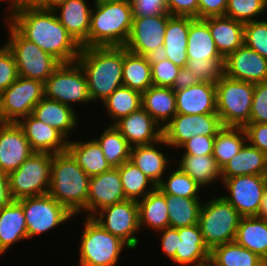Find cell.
I'll return each mask as SVG.
<instances>
[{
	"instance_id": "6da1fadb",
	"label": "cell",
	"mask_w": 267,
	"mask_h": 266,
	"mask_svg": "<svg viewBox=\"0 0 267 266\" xmlns=\"http://www.w3.org/2000/svg\"><path fill=\"white\" fill-rule=\"evenodd\" d=\"M7 18L24 38L61 64L76 62L82 47L67 32L52 9L24 5L8 14Z\"/></svg>"
},
{
	"instance_id": "7a4b0ae2",
	"label": "cell",
	"mask_w": 267,
	"mask_h": 266,
	"mask_svg": "<svg viewBox=\"0 0 267 266\" xmlns=\"http://www.w3.org/2000/svg\"><path fill=\"white\" fill-rule=\"evenodd\" d=\"M87 79L92 102L123 86V47H84L76 59Z\"/></svg>"
},
{
	"instance_id": "3957f363",
	"label": "cell",
	"mask_w": 267,
	"mask_h": 266,
	"mask_svg": "<svg viewBox=\"0 0 267 266\" xmlns=\"http://www.w3.org/2000/svg\"><path fill=\"white\" fill-rule=\"evenodd\" d=\"M90 177L68 152L52 154L51 183L48 194L74 216L87 214Z\"/></svg>"
},
{
	"instance_id": "277c9868",
	"label": "cell",
	"mask_w": 267,
	"mask_h": 266,
	"mask_svg": "<svg viewBox=\"0 0 267 266\" xmlns=\"http://www.w3.org/2000/svg\"><path fill=\"white\" fill-rule=\"evenodd\" d=\"M132 22V5L127 0L94 4L88 47H123L128 40Z\"/></svg>"
},
{
	"instance_id": "5b68a950",
	"label": "cell",
	"mask_w": 267,
	"mask_h": 266,
	"mask_svg": "<svg viewBox=\"0 0 267 266\" xmlns=\"http://www.w3.org/2000/svg\"><path fill=\"white\" fill-rule=\"evenodd\" d=\"M80 237L79 266H115L120 254L130 247L120 238L106 231L92 217L84 218Z\"/></svg>"
},
{
	"instance_id": "8992f818",
	"label": "cell",
	"mask_w": 267,
	"mask_h": 266,
	"mask_svg": "<svg viewBox=\"0 0 267 266\" xmlns=\"http://www.w3.org/2000/svg\"><path fill=\"white\" fill-rule=\"evenodd\" d=\"M240 219L238 211L222 196L203 202L198 225L208 249L235 241Z\"/></svg>"
},
{
	"instance_id": "52a82bcc",
	"label": "cell",
	"mask_w": 267,
	"mask_h": 266,
	"mask_svg": "<svg viewBox=\"0 0 267 266\" xmlns=\"http://www.w3.org/2000/svg\"><path fill=\"white\" fill-rule=\"evenodd\" d=\"M255 83L225 74L216 83V111L222 126L244 127L249 123Z\"/></svg>"
},
{
	"instance_id": "ba28073f",
	"label": "cell",
	"mask_w": 267,
	"mask_h": 266,
	"mask_svg": "<svg viewBox=\"0 0 267 266\" xmlns=\"http://www.w3.org/2000/svg\"><path fill=\"white\" fill-rule=\"evenodd\" d=\"M5 21L9 36L4 44L14 56L18 76L44 83L61 63L34 42L24 38L6 19Z\"/></svg>"
},
{
	"instance_id": "9c48e42d",
	"label": "cell",
	"mask_w": 267,
	"mask_h": 266,
	"mask_svg": "<svg viewBox=\"0 0 267 266\" xmlns=\"http://www.w3.org/2000/svg\"><path fill=\"white\" fill-rule=\"evenodd\" d=\"M52 154L34 152L18 169L8 174L12 200L40 196L49 192Z\"/></svg>"
},
{
	"instance_id": "30bf717a",
	"label": "cell",
	"mask_w": 267,
	"mask_h": 266,
	"mask_svg": "<svg viewBox=\"0 0 267 266\" xmlns=\"http://www.w3.org/2000/svg\"><path fill=\"white\" fill-rule=\"evenodd\" d=\"M43 89L44 97L71 108L78 104L92 103L86 76L77 62L61 64L43 83Z\"/></svg>"
},
{
	"instance_id": "8fae6325",
	"label": "cell",
	"mask_w": 267,
	"mask_h": 266,
	"mask_svg": "<svg viewBox=\"0 0 267 266\" xmlns=\"http://www.w3.org/2000/svg\"><path fill=\"white\" fill-rule=\"evenodd\" d=\"M22 204L27 226L28 239L51 231L74 215L58 203L48 193L40 196L26 197L18 200Z\"/></svg>"
},
{
	"instance_id": "7c38bea8",
	"label": "cell",
	"mask_w": 267,
	"mask_h": 266,
	"mask_svg": "<svg viewBox=\"0 0 267 266\" xmlns=\"http://www.w3.org/2000/svg\"><path fill=\"white\" fill-rule=\"evenodd\" d=\"M106 231L124 241L131 250L139 245L138 202L125 200L105 207L92 217ZM135 234V235H134Z\"/></svg>"
},
{
	"instance_id": "4fadbf2b",
	"label": "cell",
	"mask_w": 267,
	"mask_h": 266,
	"mask_svg": "<svg viewBox=\"0 0 267 266\" xmlns=\"http://www.w3.org/2000/svg\"><path fill=\"white\" fill-rule=\"evenodd\" d=\"M170 14L133 17L131 31L124 47L145 57L161 54L166 25Z\"/></svg>"
},
{
	"instance_id": "5bb4252c",
	"label": "cell",
	"mask_w": 267,
	"mask_h": 266,
	"mask_svg": "<svg viewBox=\"0 0 267 266\" xmlns=\"http://www.w3.org/2000/svg\"><path fill=\"white\" fill-rule=\"evenodd\" d=\"M0 96L5 121L17 123L21 118L30 115L44 97L43 83L18 76Z\"/></svg>"
},
{
	"instance_id": "9a60e30c",
	"label": "cell",
	"mask_w": 267,
	"mask_h": 266,
	"mask_svg": "<svg viewBox=\"0 0 267 266\" xmlns=\"http://www.w3.org/2000/svg\"><path fill=\"white\" fill-rule=\"evenodd\" d=\"M222 127L217 113L198 115L177 113L163 128V138L169 148L180 149L193 136H216Z\"/></svg>"
},
{
	"instance_id": "2e32d148",
	"label": "cell",
	"mask_w": 267,
	"mask_h": 266,
	"mask_svg": "<svg viewBox=\"0 0 267 266\" xmlns=\"http://www.w3.org/2000/svg\"><path fill=\"white\" fill-rule=\"evenodd\" d=\"M219 184L227 189V195L222 197L238 211L241 217L257 216L266 188L262 175L234 176Z\"/></svg>"
},
{
	"instance_id": "e0dca14e",
	"label": "cell",
	"mask_w": 267,
	"mask_h": 266,
	"mask_svg": "<svg viewBox=\"0 0 267 266\" xmlns=\"http://www.w3.org/2000/svg\"><path fill=\"white\" fill-rule=\"evenodd\" d=\"M127 200L121 183L118 168L90 177L87 199V215L93 217L98 211Z\"/></svg>"
},
{
	"instance_id": "ac0fdd59",
	"label": "cell",
	"mask_w": 267,
	"mask_h": 266,
	"mask_svg": "<svg viewBox=\"0 0 267 266\" xmlns=\"http://www.w3.org/2000/svg\"><path fill=\"white\" fill-rule=\"evenodd\" d=\"M224 74L245 82H266L267 59L243 44L224 59Z\"/></svg>"
},
{
	"instance_id": "d6986e66",
	"label": "cell",
	"mask_w": 267,
	"mask_h": 266,
	"mask_svg": "<svg viewBox=\"0 0 267 266\" xmlns=\"http://www.w3.org/2000/svg\"><path fill=\"white\" fill-rule=\"evenodd\" d=\"M34 152L18 123L0 125V171L9 174L18 169Z\"/></svg>"
},
{
	"instance_id": "ffe728a7",
	"label": "cell",
	"mask_w": 267,
	"mask_h": 266,
	"mask_svg": "<svg viewBox=\"0 0 267 266\" xmlns=\"http://www.w3.org/2000/svg\"><path fill=\"white\" fill-rule=\"evenodd\" d=\"M113 125L132 147L156 143L163 138L162 127L142 107Z\"/></svg>"
},
{
	"instance_id": "44dd1931",
	"label": "cell",
	"mask_w": 267,
	"mask_h": 266,
	"mask_svg": "<svg viewBox=\"0 0 267 266\" xmlns=\"http://www.w3.org/2000/svg\"><path fill=\"white\" fill-rule=\"evenodd\" d=\"M86 0H64L52 10L67 32L82 47H88L91 11Z\"/></svg>"
},
{
	"instance_id": "7402d4cb",
	"label": "cell",
	"mask_w": 267,
	"mask_h": 266,
	"mask_svg": "<svg viewBox=\"0 0 267 266\" xmlns=\"http://www.w3.org/2000/svg\"><path fill=\"white\" fill-rule=\"evenodd\" d=\"M17 123L35 152L56 154L67 151L68 140L55 128L36 119L32 114L21 118Z\"/></svg>"
},
{
	"instance_id": "603a6c76",
	"label": "cell",
	"mask_w": 267,
	"mask_h": 266,
	"mask_svg": "<svg viewBox=\"0 0 267 266\" xmlns=\"http://www.w3.org/2000/svg\"><path fill=\"white\" fill-rule=\"evenodd\" d=\"M176 110L181 114H213L216 111V84L199 82L175 91Z\"/></svg>"
},
{
	"instance_id": "cb8c5ba5",
	"label": "cell",
	"mask_w": 267,
	"mask_h": 266,
	"mask_svg": "<svg viewBox=\"0 0 267 266\" xmlns=\"http://www.w3.org/2000/svg\"><path fill=\"white\" fill-rule=\"evenodd\" d=\"M176 229L180 240L172 261L179 266H209L210 250L203 241L199 225Z\"/></svg>"
},
{
	"instance_id": "d4e9b609",
	"label": "cell",
	"mask_w": 267,
	"mask_h": 266,
	"mask_svg": "<svg viewBox=\"0 0 267 266\" xmlns=\"http://www.w3.org/2000/svg\"><path fill=\"white\" fill-rule=\"evenodd\" d=\"M169 147L165 139L162 138L156 143L149 145H137L131 148L130 161L133 162L148 178L156 185L170 169V160L165 156V151H161L159 146Z\"/></svg>"
},
{
	"instance_id": "484cf974",
	"label": "cell",
	"mask_w": 267,
	"mask_h": 266,
	"mask_svg": "<svg viewBox=\"0 0 267 266\" xmlns=\"http://www.w3.org/2000/svg\"><path fill=\"white\" fill-rule=\"evenodd\" d=\"M36 119L59 131L67 140L78 123L77 111L56 100L43 97L31 113ZM77 115V116H76ZM78 122V123H77Z\"/></svg>"
},
{
	"instance_id": "4316f807",
	"label": "cell",
	"mask_w": 267,
	"mask_h": 266,
	"mask_svg": "<svg viewBox=\"0 0 267 266\" xmlns=\"http://www.w3.org/2000/svg\"><path fill=\"white\" fill-rule=\"evenodd\" d=\"M209 26L216 49L225 59L244 44V24L227 16L203 19Z\"/></svg>"
},
{
	"instance_id": "83f0119b",
	"label": "cell",
	"mask_w": 267,
	"mask_h": 266,
	"mask_svg": "<svg viewBox=\"0 0 267 266\" xmlns=\"http://www.w3.org/2000/svg\"><path fill=\"white\" fill-rule=\"evenodd\" d=\"M24 239L28 236L22 204L12 200L0 209V255Z\"/></svg>"
},
{
	"instance_id": "f1b7e54d",
	"label": "cell",
	"mask_w": 267,
	"mask_h": 266,
	"mask_svg": "<svg viewBox=\"0 0 267 266\" xmlns=\"http://www.w3.org/2000/svg\"><path fill=\"white\" fill-rule=\"evenodd\" d=\"M189 33V17L171 16L166 25L161 56L182 68L188 61L186 47Z\"/></svg>"
},
{
	"instance_id": "f546056e",
	"label": "cell",
	"mask_w": 267,
	"mask_h": 266,
	"mask_svg": "<svg viewBox=\"0 0 267 266\" xmlns=\"http://www.w3.org/2000/svg\"><path fill=\"white\" fill-rule=\"evenodd\" d=\"M141 104L162 129L177 114L176 95L171 87L152 85L142 92Z\"/></svg>"
},
{
	"instance_id": "4dcf8cb0",
	"label": "cell",
	"mask_w": 267,
	"mask_h": 266,
	"mask_svg": "<svg viewBox=\"0 0 267 266\" xmlns=\"http://www.w3.org/2000/svg\"><path fill=\"white\" fill-rule=\"evenodd\" d=\"M267 156L246 142L241 150L221 168V182L239 175H262Z\"/></svg>"
},
{
	"instance_id": "1f68e13d",
	"label": "cell",
	"mask_w": 267,
	"mask_h": 266,
	"mask_svg": "<svg viewBox=\"0 0 267 266\" xmlns=\"http://www.w3.org/2000/svg\"><path fill=\"white\" fill-rule=\"evenodd\" d=\"M67 151L89 177H94L112 168L95 138H91L89 141L68 140Z\"/></svg>"
},
{
	"instance_id": "d6a6232c",
	"label": "cell",
	"mask_w": 267,
	"mask_h": 266,
	"mask_svg": "<svg viewBox=\"0 0 267 266\" xmlns=\"http://www.w3.org/2000/svg\"><path fill=\"white\" fill-rule=\"evenodd\" d=\"M181 156L179 160L174 158L172 163L177 162L176 167L178 166L202 188H207L209 185L212 187L214 182L221 181V168L213 155Z\"/></svg>"
},
{
	"instance_id": "836d02e7",
	"label": "cell",
	"mask_w": 267,
	"mask_h": 266,
	"mask_svg": "<svg viewBox=\"0 0 267 266\" xmlns=\"http://www.w3.org/2000/svg\"><path fill=\"white\" fill-rule=\"evenodd\" d=\"M186 52L188 59H224L216 49L209 26L203 19L189 17Z\"/></svg>"
},
{
	"instance_id": "e575fe53",
	"label": "cell",
	"mask_w": 267,
	"mask_h": 266,
	"mask_svg": "<svg viewBox=\"0 0 267 266\" xmlns=\"http://www.w3.org/2000/svg\"><path fill=\"white\" fill-rule=\"evenodd\" d=\"M165 194L158 188L138 201L139 227L159 232L169 227V212Z\"/></svg>"
},
{
	"instance_id": "d590c367",
	"label": "cell",
	"mask_w": 267,
	"mask_h": 266,
	"mask_svg": "<svg viewBox=\"0 0 267 266\" xmlns=\"http://www.w3.org/2000/svg\"><path fill=\"white\" fill-rule=\"evenodd\" d=\"M235 241L267 263V221L257 216L241 217Z\"/></svg>"
},
{
	"instance_id": "8d00e7d4",
	"label": "cell",
	"mask_w": 267,
	"mask_h": 266,
	"mask_svg": "<svg viewBox=\"0 0 267 266\" xmlns=\"http://www.w3.org/2000/svg\"><path fill=\"white\" fill-rule=\"evenodd\" d=\"M122 78L123 86L141 93L146 91L153 85L150 58L130 52L123 46Z\"/></svg>"
},
{
	"instance_id": "74e56055",
	"label": "cell",
	"mask_w": 267,
	"mask_h": 266,
	"mask_svg": "<svg viewBox=\"0 0 267 266\" xmlns=\"http://www.w3.org/2000/svg\"><path fill=\"white\" fill-rule=\"evenodd\" d=\"M266 262L236 241L214 247L209 266H264Z\"/></svg>"
},
{
	"instance_id": "f35d334b",
	"label": "cell",
	"mask_w": 267,
	"mask_h": 266,
	"mask_svg": "<svg viewBox=\"0 0 267 266\" xmlns=\"http://www.w3.org/2000/svg\"><path fill=\"white\" fill-rule=\"evenodd\" d=\"M169 227L179 228L198 224L202 207L201 198L178 197L165 194Z\"/></svg>"
},
{
	"instance_id": "ab89813d",
	"label": "cell",
	"mask_w": 267,
	"mask_h": 266,
	"mask_svg": "<svg viewBox=\"0 0 267 266\" xmlns=\"http://www.w3.org/2000/svg\"><path fill=\"white\" fill-rule=\"evenodd\" d=\"M141 98L142 93L130 87L120 86L113 91L102 101L103 108H105L109 120L112 121L109 125H113L120 118L139 110L142 107Z\"/></svg>"
},
{
	"instance_id": "60d3db41",
	"label": "cell",
	"mask_w": 267,
	"mask_h": 266,
	"mask_svg": "<svg viewBox=\"0 0 267 266\" xmlns=\"http://www.w3.org/2000/svg\"><path fill=\"white\" fill-rule=\"evenodd\" d=\"M118 169L127 200L138 202L157 188V185L130 160L123 163Z\"/></svg>"
},
{
	"instance_id": "b9f144b4",
	"label": "cell",
	"mask_w": 267,
	"mask_h": 266,
	"mask_svg": "<svg viewBox=\"0 0 267 266\" xmlns=\"http://www.w3.org/2000/svg\"><path fill=\"white\" fill-rule=\"evenodd\" d=\"M247 142L243 127L223 126L215 136L213 157L222 168Z\"/></svg>"
},
{
	"instance_id": "7bdbcfd3",
	"label": "cell",
	"mask_w": 267,
	"mask_h": 266,
	"mask_svg": "<svg viewBox=\"0 0 267 266\" xmlns=\"http://www.w3.org/2000/svg\"><path fill=\"white\" fill-rule=\"evenodd\" d=\"M103 132V133H102ZM95 140L104 153L105 159L112 168H118L130 160L132 146L121 135L114 125H107Z\"/></svg>"
},
{
	"instance_id": "ee69618b",
	"label": "cell",
	"mask_w": 267,
	"mask_h": 266,
	"mask_svg": "<svg viewBox=\"0 0 267 266\" xmlns=\"http://www.w3.org/2000/svg\"><path fill=\"white\" fill-rule=\"evenodd\" d=\"M170 173L157 185V188L164 194H171L178 197L201 198V186L198 185L189 175L183 172L179 167L176 169L170 167ZM168 176V177H167ZM167 180H164L166 179Z\"/></svg>"
},
{
	"instance_id": "f6af8a7d",
	"label": "cell",
	"mask_w": 267,
	"mask_h": 266,
	"mask_svg": "<svg viewBox=\"0 0 267 266\" xmlns=\"http://www.w3.org/2000/svg\"><path fill=\"white\" fill-rule=\"evenodd\" d=\"M266 11L267 0H228L225 16L245 24L261 19Z\"/></svg>"
},
{
	"instance_id": "bcb514c9",
	"label": "cell",
	"mask_w": 267,
	"mask_h": 266,
	"mask_svg": "<svg viewBox=\"0 0 267 266\" xmlns=\"http://www.w3.org/2000/svg\"><path fill=\"white\" fill-rule=\"evenodd\" d=\"M186 66L199 82L216 84L224 75V59H188Z\"/></svg>"
},
{
	"instance_id": "7dc6e473",
	"label": "cell",
	"mask_w": 267,
	"mask_h": 266,
	"mask_svg": "<svg viewBox=\"0 0 267 266\" xmlns=\"http://www.w3.org/2000/svg\"><path fill=\"white\" fill-rule=\"evenodd\" d=\"M244 45L267 59V19L244 24Z\"/></svg>"
},
{
	"instance_id": "c3c4849f",
	"label": "cell",
	"mask_w": 267,
	"mask_h": 266,
	"mask_svg": "<svg viewBox=\"0 0 267 266\" xmlns=\"http://www.w3.org/2000/svg\"><path fill=\"white\" fill-rule=\"evenodd\" d=\"M150 62L153 85L172 87L181 68L161 55L150 57Z\"/></svg>"
},
{
	"instance_id": "681fc988",
	"label": "cell",
	"mask_w": 267,
	"mask_h": 266,
	"mask_svg": "<svg viewBox=\"0 0 267 266\" xmlns=\"http://www.w3.org/2000/svg\"><path fill=\"white\" fill-rule=\"evenodd\" d=\"M17 78L18 72L14 56L4 44L0 47V94Z\"/></svg>"
},
{
	"instance_id": "f907efd6",
	"label": "cell",
	"mask_w": 267,
	"mask_h": 266,
	"mask_svg": "<svg viewBox=\"0 0 267 266\" xmlns=\"http://www.w3.org/2000/svg\"><path fill=\"white\" fill-rule=\"evenodd\" d=\"M249 123H267V81L255 83Z\"/></svg>"
},
{
	"instance_id": "816d5d0a",
	"label": "cell",
	"mask_w": 267,
	"mask_h": 266,
	"mask_svg": "<svg viewBox=\"0 0 267 266\" xmlns=\"http://www.w3.org/2000/svg\"><path fill=\"white\" fill-rule=\"evenodd\" d=\"M132 5L133 17L169 14L167 0H127Z\"/></svg>"
},
{
	"instance_id": "f5cc1de1",
	"label": "cell",
	"mask_w": 267,
	"mask_h": 266,
	"mask_svg": "<svg viewBox=\"0 0 267 266\" xmlns=\"http://www.w3.org/2000/svg\"><path fill=\"white\" fill-rule=\"evenodd\" d=\"M215 136L195 135L186 141L180 149L184 150L183 154L190 155H213ZM184 148V149H183Z\"/></svg>"
},
{
	"instance_id": "db71d44e",
	"label": "cell",
	"mask_w": 267,
	"mask_h": 266,
	"mask_svg": "<svg viewBox=\"0 0 267 266\" xmlns=\"http://www.w3.org/2000/svg\"><path fill=\"white\" fill-rule=\"evenodd\" d=\"M243 128L247 142L267 156V123H248Z\"/></svg>"
},
{
	"instance_id": "11a10c76",
	"label": "cell",
	"mask_w": 267,
	"mask_h": 266,
	"mask_svg": "<svg viewBox=\"0 0 267 266\" xmlns=\"http://www.w3.org/2000/svg\"><path fill=\"white\" fill-rule=\"evenodd\" d=\"M168 13L171 16L199 19L198 0H167Z\"/></svg>"
},
{
	"instance_id": "9f6ffc18",
	"label": "cell",
	"mask_w": 267,
	"mask_h": 266,
	"mask_svg": "<svg viewBox=\"0 0 267 266\" xmlns=\"http://www.w3.org/2000/svg\"><path fill=\"white\" fill-rule=\"evenodd\" d=\"M161 235L159 238L161 239V247L163 253L169 258L168 260L172 261L175 258L176 248H178L179 244V234L176 228H165L159 232Z\"/></svg>"
},
{
	"instance_id": "6f0895ef",
	"label": "cell",
	"mask_w": 267,
	"mask_h": 266,
	"mask_svg": "<svg viewBox=\"0 0 267 266\" xmlns=\"http://www.w3.org/2000/svg\"><path fill=\"white\" fill-rule=\"evenodd\" d=\"M199 19L225 16L228 0H198Z\"/></svg>"
},
{
	"instance_id": "680465c9",
	"label": "cell",
	"mask_w": 267,
	"mask_h": 266,
	"mask_svg": "<svg viewBox=\"0 0 267 266\" xmlns=\"http://www.w3.org/2000/svg\"><path fill=\"white\" fill-rule=\"evenodd\" d=\"M199 83L196 76H193L192 70L187 66L179 70V74L175 77L174 84L171 87L174 91H179Z\"/></svg>"
},
{
	"instance_id": "91938a15",
	"label": "cell",
	"mask_w": 267,
	"mask_h": 266,
	"mask_svg": "<svg viewBox=\"0 0 267 266\" xmlns=\"http://www.w3.org/2000/svg\"><path fill=\"white\" fill-rule=\"evenodd\" d=\"M11 201L8 174L0 171V209L8 205Z\"/></svg>"
},
{
	"instance_id": "94428289",
	"label": "cell",
	"mask_w": 267,
	"mask_h": 266,
	"mask_svg": "<svg viewBox=\"0 0 267 266\" xmlns=\"http://www.w3.org/2000/svg\"><path fill=\"white\" fill-rule=\"evenodd\" d=\"M64 0H36L32 6L41 9H53L57 4Z\"/></svg>"
},
{
	"instance_id": "6125c7cd",
	"label": "cell",
	"mask_w": 267,
	"mask_h": 266,
	"mask_svg": "<svg viewBox=\"0 0 267 266\" xmlns=\"http://www.w3.org/2000/svg\"><path fill=\"white\" fill-rule=\"evenodd\" d=\"M257 217L267 221V188H265L262 196V202Z\"/></svg>"
},
{
	"instance_id": "be15d7a7",
	"label": "cell",
	"mask_w": 267,
	"mask_h": 266,
	"mask_svg": "<svg viewBox=\"0 0 267 266\" xmlns=\"http://www.w3.org/2000/svg\"><path fill=\"white\" fill-rule=\"evenodd\" d=\"M6 3L9 2L8 7H7V11H6V16L8 15V13L10 14L11 12H13L14 10L17 9V0H3Z\"/></svg>"
},
{
	"instance_id": "e7e4bbea",
	"label": "cell",
	"mask_w": 267,
	"mask_h": 266,
	"mask_svg": "<svg viewBox=\"0 0 267 266\" xmlns=\"http://www.w3.org/2000/svg\"><path fill=\"white\" fill-rule=\"evenodd\" d=\"M36 0H17V9L24 5H32Z\"/></svg>"
},
{
	"instance_id": "03108f58",
	"label": "cell",
	"mask_w": 267,
	"mask_h": 266,
	"mask_svg": "<svg viewBox=\"0 0 267 266\" xmlns=\"http://www.w3.org/2000/svg\"><path fill=\"white\" fill-rule=\"evenodd\" d=\"M7 122L4 119V115L2 112V105H1V96H0V125L6 124Z\"/></svg>"
},
{
	"instance_id": "003e7915",
	"label": "cell",
	"mask_w": 267,
	"mask_h": 266,
	"mask_svg": "<svg viewBox=\"0 0 267 266\" xmlns=\"http://www.w3.org/2000/svg\"><path fill=\"white\" fill-rule=\"evenodd\" d=\"M262 177H263V181H264V183H265V186H266V188H267V163H266V166H265V168H264Z\"/></svg>"
},
{
	"instance_id": "a7ac6f4b",
	"label": "cell",
	"mask_w": 267,
	"mask_h": 266,
	"mask_svg": "<svg viewBox=\"0 0 267 266\" xmlns=\"http://www.w3.org/2000/svg\"><path fill=\"white\" fill-rule=\"evenodd\" d=\"M94 2L93 3H90L89 4H98V3H101V2H107V1H121V0H93Z\"/></svg>"
}]
</instances>
